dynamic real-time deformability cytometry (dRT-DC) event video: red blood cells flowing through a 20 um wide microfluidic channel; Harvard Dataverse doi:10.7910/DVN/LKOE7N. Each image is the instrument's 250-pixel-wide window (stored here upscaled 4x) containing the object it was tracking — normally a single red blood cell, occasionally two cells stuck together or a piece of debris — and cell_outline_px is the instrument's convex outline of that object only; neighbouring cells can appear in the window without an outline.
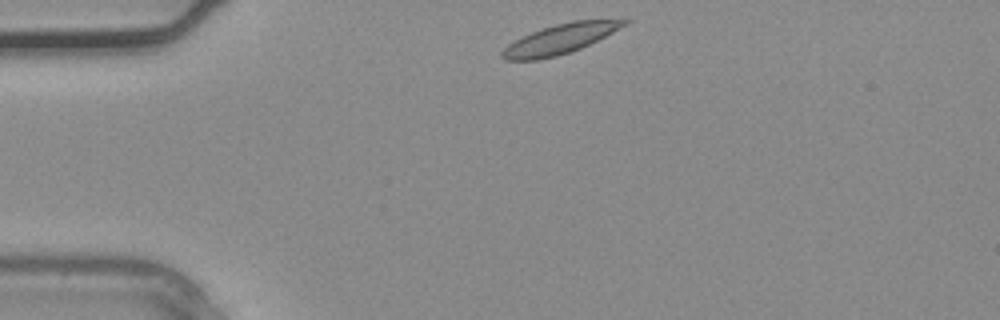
{"species": "common noctule bat (a hibernating species)", "species_latin": "Nyctalus noctula", "temperature_condition": "warm", "stored_images_in_passage": 2, "camera_frame_rate_fps": 3000, "um_per_image_px": 0.085, "animal": {"sex": "male", "body_mass_g": 20.4}, "frame": {"image": 1, "passage_image": 1, "time_ms": 0.0, "image_size_px": [1000, 320], "cell_outline_px": [[632, 20], [628, 24], [580, 48], [556, 56], [536, 60], [504, 60], [500, 56], [500, 52], [508, 44], [532, 32], [556, 24], [572, 20]], "centroid_in_image_um": [47.56, 3.32], "position_along_channel_um": 37.4, "area_um2": 20.63}}
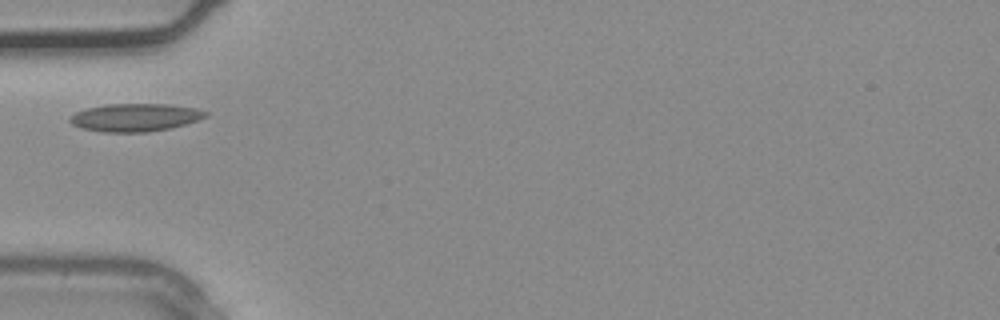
{"frame": {"image": 2, "passage_image": 2, "time_ms": 0.333, "image_size_px": [1000, 320], "cell_outline_px": [[208, 116], [172, 128], [148, 132], [104, 132], [84, 128], [72, 124], [68, 120], [68, 116], [76, 112], [88, 108], [108, 104], [168, 104], [196, 108], [208, 112]], "centroid_in_image_um": [11.49, 9.98], "position_along_channel_um": 73.5, "area_um2": 21.96}}